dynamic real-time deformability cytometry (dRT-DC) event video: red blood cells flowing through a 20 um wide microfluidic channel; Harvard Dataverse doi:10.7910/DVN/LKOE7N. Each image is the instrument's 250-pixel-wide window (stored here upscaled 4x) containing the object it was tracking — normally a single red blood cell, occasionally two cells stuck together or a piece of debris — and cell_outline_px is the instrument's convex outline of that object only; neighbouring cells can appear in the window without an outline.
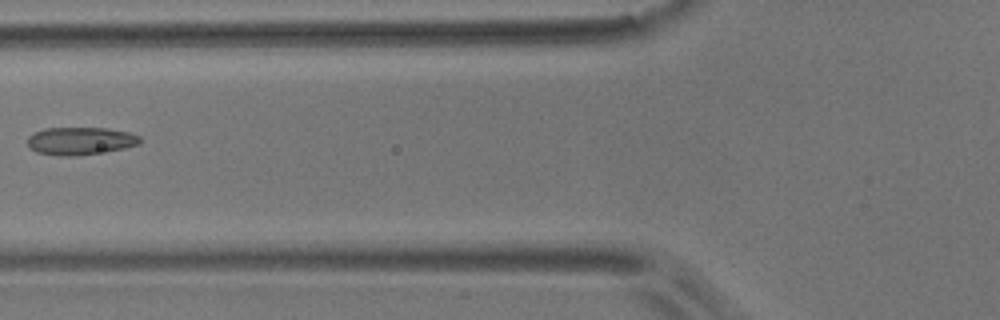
{"species": "common noctule bat (a hibernating species)", "species_latin": "Nyctalus noctula", "temperature_condition": "room temperature", "stored_images_in_passage": 11, "camera_frame_rate_fps": 3000, "um_per_image_px": 0.085, "animal": {"sex": "male", "body_mass_g": 17.9}, "frame": {"image": 1, "passage_image": 2, "time_ms": 1.333, "image_size_px": [1000, 320], "cell_outline_px": [[140, 144], [124, 148], [76, 156], [60, 156], [36, 152], [28, 148], [28, 136], [32, 132], [44, 128], [108, 128], [128, 132], [140, 136]], "centroid_in_image_um": [6.78, 11.97], "position_along_channel_um": 119.0, "area_um2": 18.26}}
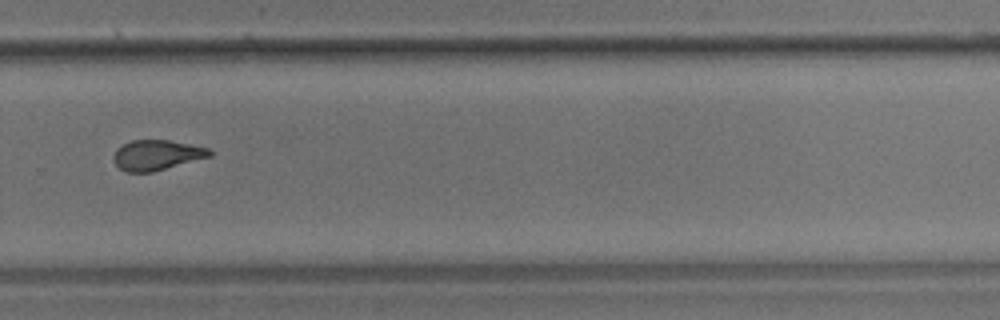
{"frame": {"image": 2, "passage_image": 7, "time_ms": 7.0, "image_size_px": [1000, 320], "cell_outline_px": [[212, 156], [152, 172], [128, 172], [120, 168], [116, 164], [112, 156], [116, 148], [132, 140], [168, 140], [212, 148]], "centroid_in_image_um": [13.35, 13.17], "position_along_channel_um": 316.5, "area_um2": 16.94}}
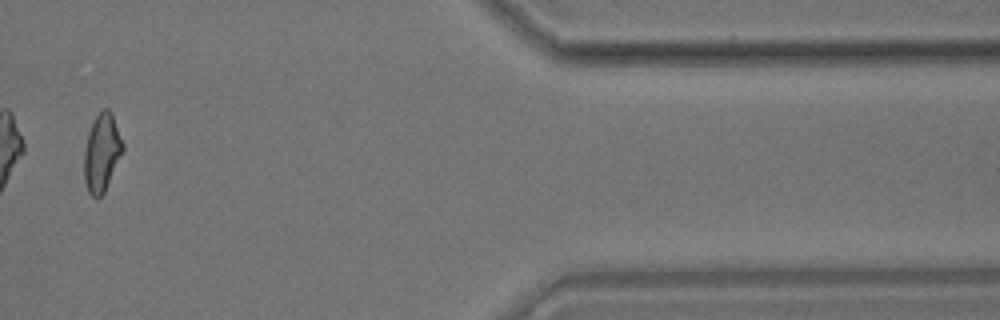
{"frame": {"image": 3, "passage_image": 10, "time_ms": 10.667, "image_size_px": [1000, 320], "cell_outline_px": [[124, 148], [104, 192], [96, 200], [88, 192], [84, 180], [84, 148], [88, 132], [96, 116], [104, 108], [108, 108], [112, 112], [124, 144]], "centroid_in_image_um": [8.64, 12.97], "position_along_channel_um": 402.8, "area_um2": 17.51}, "authors_computed_cell_mechanics": {"area_um2": 17.629, "velocity_mm_per_s": 3.4795, "shape_relaxation_time_tau1_ms": 8.3202, "shape_relaxation_time_tau2_ms": null, "deformation_change_tau1": 0.1383, "deformation_change_tau2": null}}